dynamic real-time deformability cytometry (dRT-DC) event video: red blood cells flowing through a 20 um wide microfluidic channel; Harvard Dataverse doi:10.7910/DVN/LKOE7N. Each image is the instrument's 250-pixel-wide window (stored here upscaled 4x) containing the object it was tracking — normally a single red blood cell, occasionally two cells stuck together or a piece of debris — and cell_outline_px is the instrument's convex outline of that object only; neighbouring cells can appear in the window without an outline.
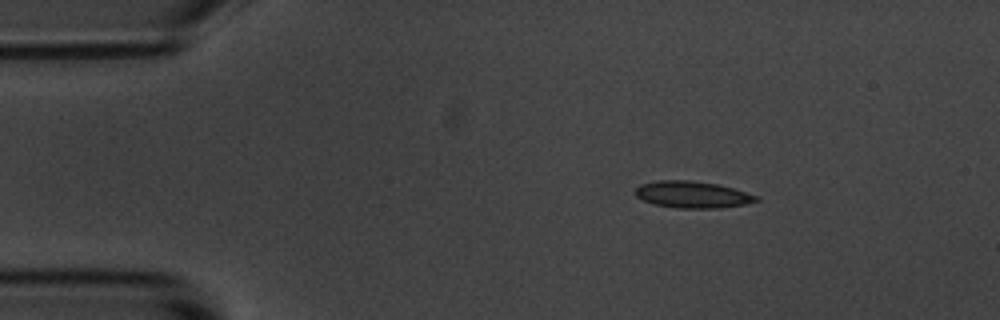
{"species": "common noctule bat (a hibernating species)", "species_latin": "Nyctalus noctula", "temperature_condition": "room temperature", "stored_images_in_passage": 3, "camera_frame_rate_fps": 3000, "um_per_image_px": 0.085, "animal": {"sex": "male", "body_mass_g": 20.1, "forearm_length_mm": 53.5}, "frame": {"image": 1, "passage_image": 1, "time_ms": 0.0, "image_size_px": [1000, 320], "cell_outline_px": [[760, 200], [744, 204], [720, 208], [676, 208], [656, 204], [644, 200], [636, 196], [636, 188], [640, 184], [660, 180], [688, 180], [716, 184], [732, 188], [760, 196]], "centroid_in_image_um": [58.88, 16.54], "position_along_channel_um": 26.1, "area_um2": 18.67}}
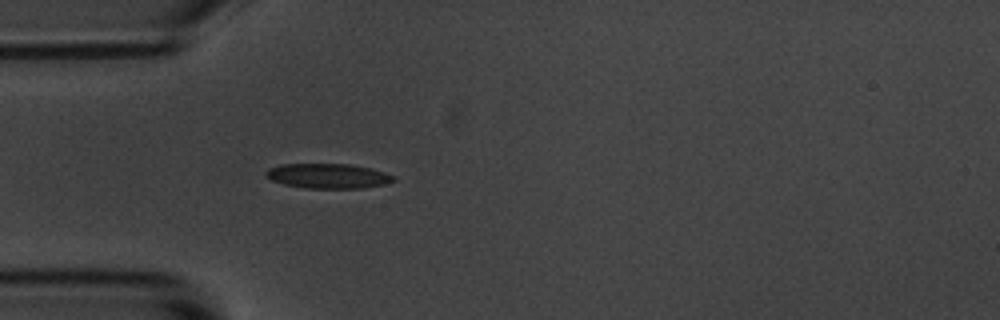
{"frame": {"image": 2, "passage_image": 3, "time_ms": 2.333, "image_size_px": [1000, 320], "cell_outline_px": [[396, 180], [384, 184], [364, 188], [304, 188], [284, 184], [272, 180], [264, 176], [264, 172], [268, 168], [280, 164], [352, 164], [372, 168], [396, 176]], "centroid_in_image_um": [27.88, 14.95], "position_along_channel_um": 57.1, "area_um2": 18.67}}